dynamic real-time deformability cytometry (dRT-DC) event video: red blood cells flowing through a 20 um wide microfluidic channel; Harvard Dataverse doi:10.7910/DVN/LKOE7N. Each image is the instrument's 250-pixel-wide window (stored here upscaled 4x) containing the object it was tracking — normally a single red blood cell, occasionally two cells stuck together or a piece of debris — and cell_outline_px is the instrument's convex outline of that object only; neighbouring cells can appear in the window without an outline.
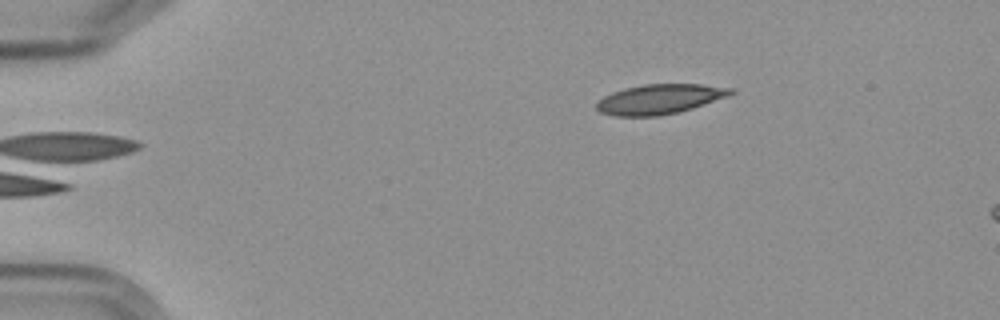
{"species": "Egyptian fruit bat (a non-hibernating species)", "species_latin": "Rousettus aegyptiacus", "temperature_condition": "cold", "stored_images_in_passage": 4, "camera_frame_rate_fps": 3000, "um_per_image_px": 0.085, "frame": {"image": 1, "passage_image": 1, "time_ms": 0.0, "image_size_px": [1000, 320], "cell_outline_px": [[736, 92], [728, 96], [692, 108], [676, 112], [656, 116], [616, 116], [600, 112], [596, 108], [596, 104], [604, 96], [612, 92], [624, 88], [644, 84], [704, 84], [736, 88]], "centroid_in_image_um": [56.1, 8.41], "position_along_channel_um": 28.9, "area_um2": 23.29}}